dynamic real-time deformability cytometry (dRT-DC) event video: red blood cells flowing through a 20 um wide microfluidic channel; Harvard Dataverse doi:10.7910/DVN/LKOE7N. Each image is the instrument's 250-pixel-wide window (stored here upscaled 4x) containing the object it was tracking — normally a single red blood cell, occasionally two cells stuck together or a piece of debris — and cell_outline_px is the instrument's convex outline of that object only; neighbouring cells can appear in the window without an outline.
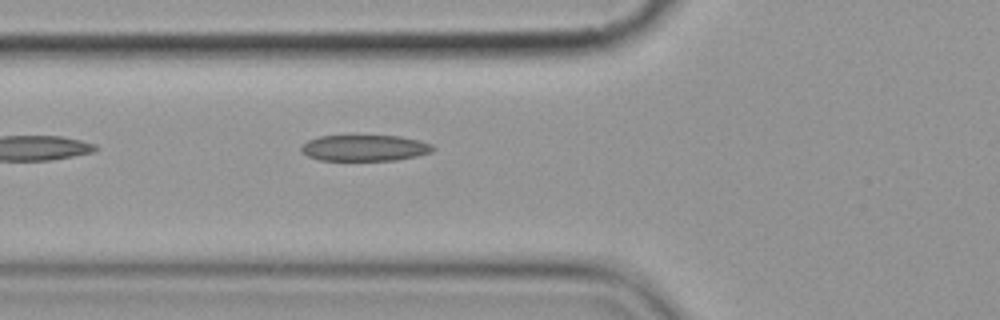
{"species": "common noctule bat (a hibernating species)", "species_latin": "Nyctalus noctula", "temperature_condition": "cold", "stored_images_in_passage": 6, "camera_frame_rate_fps": 3000, "um_per_image_px": 0.085, "animal": {"sex": "female", "body_mass_g": 19.9}, "frame": {"image": 1, "passage_image": 6, "time_ms": 6.0, "image_size_px": [1000, 320], "cell_outline_px": [[436, 148], [432, 152], [416, 156], [396, 160], [320, 160], [308, 156], [300, 152], [300, 144], [308, 140], [320, 136], [400, 136], [420, 140], [432, 144]], "centroid_in_image_um": [30.99, 12.57], "position_along_channel_um": 94.8, "area_um2": 20.17}}